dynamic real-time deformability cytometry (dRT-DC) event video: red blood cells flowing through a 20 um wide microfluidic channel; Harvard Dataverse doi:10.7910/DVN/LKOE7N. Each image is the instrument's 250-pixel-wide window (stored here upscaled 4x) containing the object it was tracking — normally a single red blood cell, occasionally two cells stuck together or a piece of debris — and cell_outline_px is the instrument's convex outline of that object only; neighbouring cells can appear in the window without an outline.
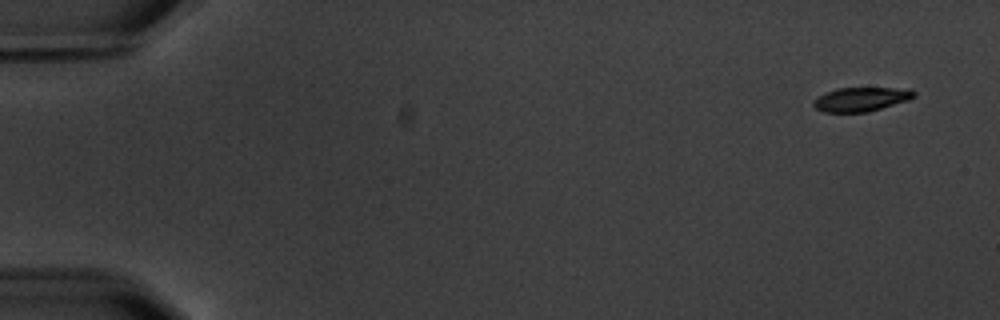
{"species": "common noctule bat (a hibernating species)", "species_latin": "Nyctalus noctula", "temperature_condition": "warm", "stored_images_in_passage": 10, "camera_frame_rate_fps": 3000, "um_per_image_px": 0.085, "animal": {"sex": "male", "body_mass_g": 20.1, "forearm_length_mm": 53.5}, "frame": {"image": 1, "passage_image": 1, "time_ms": 0.0, "image_size_px": [1000, 320], "cell_outline_px": [[916, 96], [908, 100], [868, 112], [824, 112], [816, 108], [812, 104], [812, 100], [836, 88], [892, 88], [916, 92]], "centroid_in_image_um": [73.15, 8.45], "position_along_channel_um": 11.9, "area_um2": 13.81}}
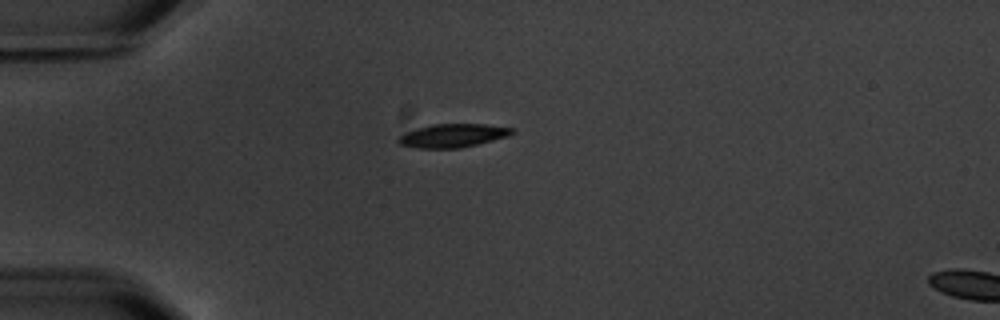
{"frame": {"image": 2, "passage_image": 4, "time_ms": 4.333, "image_size_px": [1000, 320], "cell_outline_px": [[516, 132], [508, 136], [460, 148], [420, 148], [400, 144], [396, 140], [404, 132], [416, 128], [432, 124], [484, 124], [516, 128]], "centroid_in_image_um": [38.5, 11.51], "position_along_channel_um": 46.5, "area_um2": 15.55}}
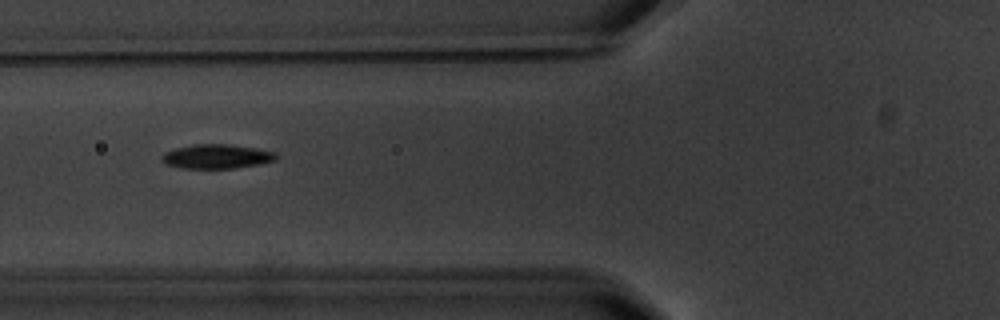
{"frame": {"image": 3, "passage_image": 6, "time_ms": 6.667, "image_size_px": [1000, 320], "cell_outline_px": [[276, 160], [260, 164], [236, 168], [184, 168], [164, 164], [160, 160], [160, 156], [164, 152], [176, 148], [192, 144], [228, 144], [256, 148], [276, 152]], "centroid_in_image_um": [18.38, 13.29], "position_along_channel_um": 107.4, "area_um2": 16.3}}